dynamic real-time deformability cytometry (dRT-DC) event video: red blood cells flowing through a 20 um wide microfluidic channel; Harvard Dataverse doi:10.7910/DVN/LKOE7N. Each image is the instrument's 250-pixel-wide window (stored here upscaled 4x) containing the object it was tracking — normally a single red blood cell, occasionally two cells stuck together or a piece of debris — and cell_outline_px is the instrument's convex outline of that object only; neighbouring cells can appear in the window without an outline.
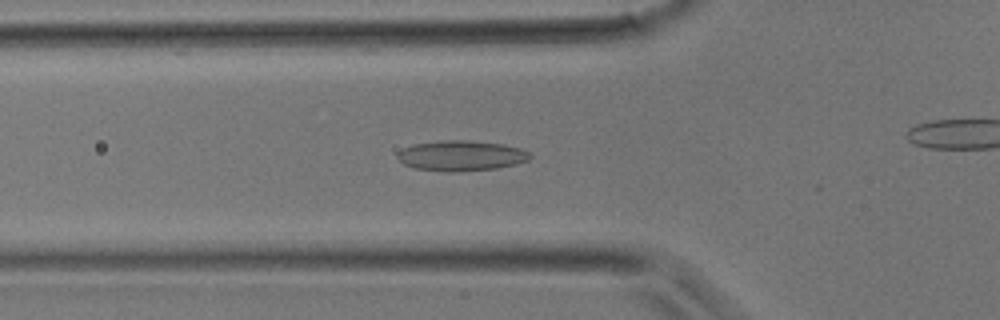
{"species": "common noctule bat (a hibernating species)", "species_latin": "Nyctalus noctula", "temperature_condition": "room temperature", "stored_images_in_passage": 31, "camera_frame_rate_fps": 3000, "um_per_image_px": 0.085, "animal": {"sex": "male", "body_mass_g": 17.9}, "frame": {"image": 1, "passage_image": 13, "time_ms": 4.0, "image_size_px": [1000, 320], "cell_outline_px": [[532, 156], [528, 160], [516, 164], [496, 168], [456, 172], [444, 172], [416, 168], [404, 164], [396, 156], [404, 148], [412, 144], [440, 140], [468, 140], [504, 144], [520, 148], [528, 152]], "centroid_in_image_um": [39.2, 13.23], "position_along_channel_um": 86.6, "area_um2": 23.47}}
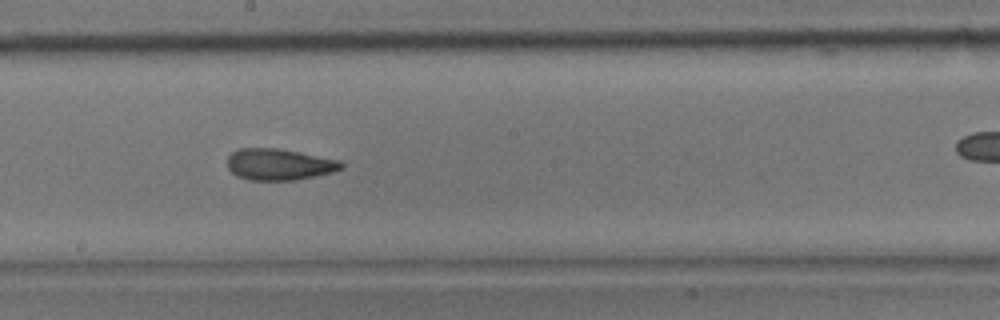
{"frame": {"image": 2, "passage_image": 21, "time_ms": 6.667, "image_size_px": [1000, 320], "cell_outline_px": [[344, 168], [332, 172], [296, 180], [248, 180], [236, 176], [228, 168], [228, 156], [232, 152], [240, 148], [276, 148], [300, 152], [340, 160], [344, 164]], "centroid_in_image_um": [23.73, 13.97], "position_along_channel_um": 224.5, "area_um2": 20.92}}
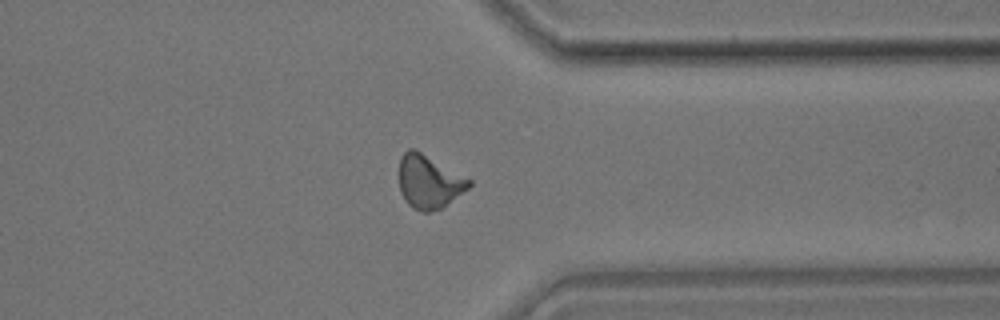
{"frame": {"image": 3, "passage_image": 30, "time_ms": 9.667, "image_size_px": [1000, 320], "cell_outline_px": [[472, 184], [468, 188], [444, 208], [428, 212], [420, 212], [412, 208], [404, 200], [400, 192], [400, 156], [408, 148], [416, 148], [472, 180]], "centroid_in_image_um": [36.47, 15.45], "position_along_channel_um": 374.9, "area_um2": 22.14}}